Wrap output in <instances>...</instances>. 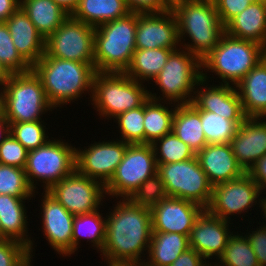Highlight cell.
Wrapping results in <instances>:
<instances>
[{"mask_svg":"<svg viewBox=\"0 0 266 266\" xmlns=\"http://www.w3.org/2000/svg\"><path fill=\"white\" fill-rule=\"evenodd\" d=\"M137 13L106 22L95 28L94 61L96 72L125 73L136 50Z\"/></svg>","mask_w":266,"mask_h":266,"instance_id":"277c9868","label":"cell"},{"mask_svg":"<svg viewBox=\"0 0 266 266\" xmlns=\"http://www.w3.org/2000/svg\"><path fill=\"white\" fill-rule=\"evenodd\" d=\"M261 194L259 186L246 172L237 179L212 186L211 199L205 210L215 217L231 221L230 215L234 218V214L247 213L258 203L260 207Z\"/></svg>","mask_w":266,"mask_h":266,"instance_id":"4fadbf2b","label":"cell"},{"mask_svg":"<svg viewBox=\"0 0 266 266\" xmlns=\"http://www.w3.org/2000/svg\"><path fill=\"white\" fill-rule=\"evenodd\" d=\"M44 194V195H43ZM41 219L42 229L46 240L58 254H72V235L74 215L59 203L47 191L42 193Z\"/></svg>","mask_w":266,"mask_h":266,"instance_id":"ac0fdd59","label":"cell"},{"mask_svg":"<svg viewBox=\"0 0 266 266\" xmlns=\"http://www.w3.org/2000/svg\"><path fill=\"white\" fill-rule=\"evenodd\" d=\"M243 121L228 120L216 113L201 111V125L207 144H230Z\"/></svg>","mask_w":266,"mask_h":266,"instance_id":"e575fe53","label":"cell"},{"mask_svg":"<svg viewBox=\"0 0 266 266\" xmlns=\"http://www.w3.org/2000/svg\"><path fill=\"white\" fill-rule=\"evenodd\" d=\"M20 8L45 39L70 16L52 0H20Z\"/></svg>","mask_w":266,"mask_h":266,"instance_id":"f1b7e54d","label":"cell"},{"mask_svg":"<svg viewBox=\"0 0 266 266\" xmlns=\"http://www.w3.org/2000/svg\"><path fill=\"white\" fill-rule=\"evenodd\" d=\"M83 237H86L87 241L100 251L99 253L102 252L106 238V218L98 210L74 216L72 254L80 248L79 241Z\"/></svg>","mask_w":266,"mask_h":266,"instance_id":"d6a6232c","label":"cell"},{"mask_svg":"<svg viewBox=\"0 0 266 266\" xmlns=\"http://www.w3.org/2000/svg\"><path fill=\"white\" fill-rule=\"evenodd\" d=\"M205 84H208L207 79L202 78L198 82L197 86L200 87L196 88H200V91L196 89L191 102L198 110L213 112L232 121H244L247 118L236 86Z\"/></svg>","mask_w":266,"mask_h":266,"instance_id":"ffe728a7","label":"cell"},{"mask_svg":"<svg viewBox=\"0 0 266 266\" xmlns=\"http://www.w3.org/2000/svg\"><path fill=\"white\" fill-rule=\"evenodd\" d=\"M5 23L18 53L32 67L45 53V38L21 8Z\"/></svg>","mask_w":266,"mask_h":266,"instance_id":"603a6c76","label":"cell"},{"mask_svg":"<svg viewBox=\"0 0 266 266\" xmlns=\"http://www.w3.org/2000/svg\"><path fill=\"white\" fill-rule=\"evenodd\" d=\"M152 146L157 164L183 162L196 157L193 150L173 132L157 139Z\"/></svg>","mask_w":266,"mask_h":266,"instance_id":"d590c367","label":"cell"},{"mask_svg":"<svg viewBox=\"0 0 266 266\" xmlns=\"http://www.w3.org/2000/svg\"><path fill=\"white\" fill-rule=\"evenodd\" d=\"M128 143L122 140L102 141L88 145L84 150L76 149V171L104 186L121 163Z\"/></svg>","mask_w":266,"mask_h":266,"instance_id":"9a60e30c","label":"cell"},{"mask_svg":"<svg viewBox=\"0 0 266 266\" xmlns=\"http://www.w3.org/2000/svg\"><path fill=\"white\" fill-rule=\"evenodd\" d=\"M165 104L167 105L165 106ZM168 104H174L175 106L171 105L169 109L167 107ZM175 110V103H166V101L158 102V100L152 98H148L144 102V144H153L157 139L172 132V121Z\"/></svg>","mask_w":266,"mask_h":266,"instance_id":"4dcf8cb0","label":"cell"},{"mask_svg":"<svg viewBox=\"0 0 266 266\" xmlns=\"http://www.w3.org/2000/svg\"><path fill=\"white\" fill-rule=\"evenodd\" d=\"M196 157L212 186L237 179L246 173L238 164L231 144H207Z\"/></svg>","mask_w":266,"mask_h":266,"instance_id":"7402d4cb","label":"cell"},{"mask_svg":"<svg viewBox=\"0 0 266 266\" xmlns=\"http://www.w3.org/2000/svg\"><path fill=\"white\" fill-rule=\"evenodd\" d=\"M262 119V120H260ZM266 118L247 117L231 140L238 164L245 172L266 155Z\"/></svg>","mask_w":266,"mask_h":266,"instance_id":"44dd1931","label":"cell"},{"mask_svg":"<svg viewBox=\"0 0 266 266\" xmlns=\"http://www.w3.org/2000/svg\"><path fill=\"white\" fill-rule=\"evenodd\" d=\"M107 266H146L145 259L140 261H126V260H104Z\"/></svg>","mask_w":266,"mask_h":266,"instance_id":"816d5d0a","label":"cell"},{"mask_svg":"<svg viewBox=\"0 0 266 266\" xmlns=\"http://www.w3.org/2000/svg\"><path fill=\"white\" fill-rule=\"evenodd\" d=\"M52 109L41 79L33 69L10 74L0 87V114L9 123L39 121L42 114Z\"/></svg>","mask_w":266,"mask_h":266,"instance_id":"5b68a950","label":"cell"},{"mask_svg":"<svg viewBox=\"0 0 266 266\" xmlns=\"http://www.w3.org/2000/svg\"><path fill=\"white\" fill-rule=\"evenodd\" d=\"M246 117L266 118V59L236 85ZM240 90V91H239Z\"/></svg>","mask_w":266,"mask_h":266,"instance_id":"d4e9b609","label":"cell"},{"mask_svg":"<svg viewBox=\"0 0 266 266\" xmlns=\"http://www.w3.org/2000/svg\"><path fill=\"white\" fill-rule=\"evenodd\" d=\"M221 23L225 26L233 17L246 9L253 0H213Z\"/></svg>","mask_w":266,"mask_h":266,"instance_id":"ee69618b","label":"cell"},{"mask_svg":"<svg viewBox=\"0 0 266 266\" xmlns=\"http://www.w3.org/2000/svg\"><path fill=\"white\" fill-rule=\"evenodd\" d=\"M204 210L194 202L167 197L150 210L152 232H174L189 237L197 218Z\"/></svg>","mask_w":266,"mask_h":266,"instance_id":"e0dca14e","label":"cell"},{"mask_svg":"<svg viewBox=\"0 0 266 266\" xmlns=\"http://www.w3.org/2000/svg\"><path fill=\"white\" fill-rule=\"evenodd\" d=\"M20 8V0H0V22H5Z\"/></svg>","mask_w":266,"mask_h":266,"instance_id":"681fc988","label":"cell"},{"mask_svg":"<svg viewBox=\"0 0 266 266\" xmlns=\"http://www.w3.org/2000/svg\"><path fill=\"white\" fill-rule=\"evenodd\" d=\"M220 260V261H219ZM218 261V263H217ZM259 266L257 256L250 246V242L238 231L229 238L222 255L213 266ZM221 263V264H220Z\"/></svg>","mask_w":266,"mask_h":266,"instance_id":"836d02e7","label":"cell"},{"mask_svg":"<svg viewBox=\"0 0 266 266\" xmlns=\"http://www.w3.org/2000/svg\"><path fill=\"white\" fill-rule=\"evenodd\" d=\"M95 27L69 16L57 30L45 39L47 57L95 63Z\"/></svg>","mask_w":266,"mask_h":266,"instance_id":"7c38bea8","label":"cell"},{"mask_svg":"<svg viewBox=\"0 0 266 266\" xmlns=\"http://www.w3.org/2000/svg\"><path fill=\"white\" fill-rule=\"evenodd\" d=\"M225 33L237 39L266 44V4L252 2L225 25Z\"/></svg>","mask_w":266,"mask_h":266,"instance_id":"484cf974","label":"cell"},{"mask_svg":"<svg viewBox=\"0 0 266 266\" xmlns=\"http://www.w3.org/2000/svg\"><path fill=\"white\" fill-rule=\"evenodd\" d=\"M158 166L152 144H129L121 163L105 185V192L121 198H130L139 186L157 173Z\"/></svg>","mask_w":266,"mask_h":266,"instance_id":"30bf717a","label":"cell"},{"mask_svg":"<svg viewBox=\"0 0 266 266\" xmlns=\"http://www.w3.org/2000/svg\"><path fill=\"white\" fill-rule=\"evenodd\" d=\"M263 223L264 225L259 226L255 231L244 234L257 256L259 266H266V224Z\"/></svg>","mask_w":266,"mask_h":266,"instance_id":"bcb514c9","label":"cell"},{"mask_svg":"<svg viewBox=\"0 0 266 266\" xmlns=\"http://www.w3.org/2000/svg\"><path fill=\"white\" fill-rule=\"evenodd\" d=\"M10 134V123L0 114V144Z\"/></svg>","mask_w":266,"mask_h":266,"instance_id":"f5cc1de1","label":"cell"},{"mask_svg":"<svg viewBox=\"0 0 266 266\" xmlns=\"http://www.w3.org/2000/svg\"><path fill=\"white\" fill-rule=\"evenodd\" d=\"M114 206L106 216V238L100 256L105 260H143L152 235L150 209L139 207L129 198L120 199Z\"/></svg>","mask_w":266,"mask_h":266,"instance_id":"6da1fadb","label":"cell"},{"mask_svg":"<svg viewBox=\"0 0 266 266\" xmlns=\"http://www.w3.org/2000/svg\"><path fill=\"white\" fill-rule=\"evenodd\" d=\"M32 69L41 79L46 98L54 109L69 102L71 104V101H76L84 91L90 92L92 98L93 79L97 73L95 63L43 55Z\"/></svg>","mask_w":266,"mask_h":266,"instance_id":"7a4b0ae2","label":"cell"},{"mask_svg":"<svg viewBox=\"0 0 266 266\" xmlns=\"http://www.w3.org/2000/svg\"><path fill=\"white\" fill-rule=\"evenodd\" d=\"M201 70V60L197 56L181 47L173 50L160 73L152 80L155 86H159L162 97L150 91L149 98L177 105L191 103L195 87L202 79Z\"/></svg>","mask_w":266,"mask_h":266,"instance_id":"ba28073f","label":"cell"},{"mask_svg":"<svg viewBox=\"0 0 266 266\" xmlns=\"http://www.w3.org/2000/svg\"><path fill=\"white\" fill-rule=\"evenodd\" d=\"M120 128L122 141L128 144H144V103L114 118Z\"/></svg>","mask_w":266,"mask_h":266,"instance_id":"74e56055","label":"cell"},{"mask_svg":"<svg viewBox=\"0 0 266 266\" xmlns=\"http://www.w3.org/2000/svg\"><path fill=\"white\" fill-rule=\"evenodd\" d=\"M264 58L266 59V44L264 46Z\"/></svg>","mask_w":266,"mask_h":266,"instance_id":"680465c9","label":"cell"},{"mask_svg":"<svg viewBox=\"0 0 266 266\" xmlns=\"http://www.w3.org/2000/svg\"><path fill=\"white\" fill-rule=\"evenodd\" d=\"M260 207H262V211H263V216H264V218H266V197H264L263 196V198L260 200ZM265 221H266V219H265Z\"/></svg>","mask_w":266,"mask_h":266,"instance_id":"11a10c76","label":"cell"},{"mask_svg":"<svg viewBox=\"0 0 266 266\" xmlns=\"http://www.w3.org/2000/svg\"><path fill=\"white\" fill-rule=\"evenodd\" d=\"M173 49H136L125 73L132 79L144 83L153 80L162 70Z\"/></svg>","mask_w":266,"mask_h":266,"instance_id":"1f68e13d","label":"cell"},{"mask_svg":"<svg viewBox=\"0 0 266 266\" xmlns=\"http://www.w3.org/2000/svg\"><path fill=\"white\" fill-rule=\"evenodd\" d=\"M10 73L0 63V86L2 87L4 82L9 78Z\"/></svg>","mask_w":266,"mask_h":266,"instance_id":"db71d44e","label":"cell"},{"mask_svg":"<svg viewBox=\"0 0 266 266\" xmlns=\"http://www.w3.org/2000/svg\"><path fill=\"white\" fill-rule=\"evenodd\" d=\"M149 91L143 83L130 78L126 73L97 72L90 100L100 117L111 120L141 106L149 98Z\"/></svg>","mask_w":266,"mask_h":266,"instance_id":"52a82bcc","label":"cell"},{"mask_svg":"<svg viewBox=\"0 0 266 266\" xmlns=\"http://www.w3.org/2000/svg\"><path fill=\"white\" fill-rule=\"evenodd\" d=\"M171 10L177 20L180 46L203 60L225 33L214 1L184 0L175 3ZM186 35L191 39L190 44L183 42Z\"/></svg>","mask_w":266,"mask_h":266,"instance_id":"3957f363","label":"cell"},{"mask_svg":"<svg viewBox=\"0 0 266 266\" xmlns=\"http://www.w3.org/2000/svg\"><path fill=\"white\" fill-rule=\"evenodd\" d=\"M253 2H260L266 4V0H253Z\"/></svg>","mask_w":266,"mask_h":266,"instance_id":"6f0895ef","label":"cell"},{"mask_svg":"<svg viewBox=\"0 0 266 266\" xmlns=\"http://www.w3.org/2000/svg\"><path fill=\"white\" fill-rule=\"evenodd\" d=\"M44 121L10 123L11 135L28 151L43 146L49 139Z\"/></svg>","mask_w":266,"mask_h":266,"instance_id":"f35d334b","label":"cell"},{"mask_svg":"<svg viewBox=\"0 0 266 266\" xmlns=\"http://www.w3.org/2000/svg\"><path fill=\"white\" fill-rule=\"evenodd\" d=\"M171 6H173L175 3L184 1V0H166Z\"/></svg>","mask_w":266,"mask_h":266,"instance_id":"9f6ffc18","label":"cell"},{"mask_svg":"<svg viewBox=\"0 0 266 266\" xmlns=\"http://www.w3.org/2000/svg\"><path fill=\"white\" fill-rule=\"evenodd\" d=\"M172 132L187 144L195 154L207 145L201 125V111L192 103L176 105Z\"/></svg>","mask_w":266,"mask_h":266,"instance_id":"4316f807","label":"cell"},{"mask_svg":"<svg viewBox=\"0 0 266 266\" xmlns=\"http://www.w3.org/2000/svg\"><path fill=\"white\" fill-rule=\"evenodd\" d=\"M167 197L163 180L156 173L152 177L147 178L129 199L139 207L151 210Z\"/></svg>","mask_w":266,"mask_h":266,"instance_id":"60d3db41","label":"cell"},{"mask_svg":"<svg viewBox=\"0 0 266 266\" xmlns=\"http://www.w3.org/2000/svg\"><path fill=\"white\" fill-rule=\"evenodd\" d=\"M29 185L25 169L0 164V194L14 197H35Z\"/></svg>","mask_w":266,"mask_h":266,"instance_id":"8d00e7d4","label":"cell"},{"mask_svg":"<svg viewBox=\"0 0 266 266\" xmlns=\"http://www.w3.org/2000/svg\"><path fill=\"white\" fill-rule=\"evenodd\" d=\"M0 63L10 73H25L32 67L21 57L5 22H0Z\"/></svg>","mask_w":266,"mask_h":266,"instance_id":"ab89813d","label":"cell"},{"mask_svg":"<svg viewBox=\"0 0 266 266\" xmlns=\"http://www.w3.org/2000/svg\"><path fill=\"white\" fill-rule=\"evenodd\" d=\"M170 266H212L193 248H188Z\"/></svg>","mask_w":266,"mask_h":266,"instance_id":"7dc6e473","label":"cell"},{"mask_svg":"<svg viewBox=\"0 0 266 266\" xmlns=\"http://www.w3.org/2000/svg\"><path fill=\"white\" fill-rule=\"evenodd\" d=\"M189 247L187 235L152 232L146 266H170Z\"/></svg>","mask_w":266,"mask_h":266,"instance_id":"83f0119b","label":"cell"},{"mask_svg":"<svg viewBox=\"0 0 266 266\" xmlns=\"http://www.w3.org/2000/svg\"><path fill=\"white\" fill-rule=\"evenodd\" d=\"M47 192L74 216L99 210V205H102L101 202L106 197L103 184L76 170L53 185Z\"/></svg>","mask_w":266,"mask_h":266,"instance_id":"5bb4252c","label":"cell"},{"mask_svg":"<svg viewBox=\"0 0 266 266\" xmlns=\"http://www.w3.org/2000/svg\"><path fill=\"white\" fill-rule=\"evenodd\" d=\"M179 42L178 24L171 9L161 13H137L136 49L176 50L181 45Z\"/></svg>","mask_w":266,"mask_h":266,"instance_id":"2e32d148","label":"cell"},{"mask_svg":"<svg viewBox=\"0 0 266 266\" xmlns=\"http://www.w3.org/2000/svg\"><path fill=\"white\" fill-rule=\"evenodd\" d=\"M130 12L138 14L161 13L171 9L166 0H125Z\"/></svg>","mask_w":266,"mask_h":266,"instance_id":"f6af8a7d","label":"cell"},{"mask_svg":"<svg viewBox=\"0 0 266 266\" xmlns=\"http://www.w3.org/2000/svg\"><path fill=\"white\" fill-rule=\"evenodd\" d=\"M247 173L263 192L266 189V155L256 161Z\"/></svg>","mask_w":266,"mask_h":266,"instance_id":"c3c4849f","label":"cell"},{"mask_svg":"<svg viewBox=\"0 0 266 266\" xmlns=\"http://www.w3.org/2000/svg\"><path fill=\"white\" fill-rule=\"evenodd\" d=\"M168 197L181 198L206 208L211 199L212 185L197 157L183 162L157 164Z\"/></svg>","mask_w":266,"mask_h":266,"instance_id":"8fae6325","label":"cell"},{"mask_svg":"<svg viewBox=\"0 0 266 266\" xmlns=\"http://www.w3.org/2000/svg\"><path fill=\"white\" fill-rule=\"evenodd\" d=\"M28 247L12 239H0V266H29Z\"/></svg>","mask_w":266,"mask_h":266,"instance_id":"b9f144b4","label":"cell"},{"mask_svg":"<svg viewBox=\"0 0 266 266\" xmlns=\"http://www.w3.org/2000/svg\"><path fill=\"white\" fill-rule=\"evenodd\" d=\"M59 7H61L65 12H67L70 16L77 9L80 0H52Z\"/></svg>","mask_w":266,"mask_h":266,"instance_id":"f907efd6","label":"cell"},{"mask_svg":"<svg viewBox=\"0 0 266 266\" xmlns=\"http://www.w3.org/2000/svg\"><path fill=\"white\" fill-rule=\"evenodd\" d=\"M263 58L264 46L224 33L214 49L201 60L202 78L208 80L207 72H213L222 80L219 83L236 86Z\"/></svg>","mask_w":266,"mask_h":266,"instance_id":"8992f818","label":"cell"},{"mask_svg":"<svg viewBox=\"0 0 266 266\" xmlns=\"http://www.w3.org/2000/svg\"><path fill=\"white\" fill-rule=\"evenodd\" d=\"M76 148L60 139L48 140L43 146L28 151L25 173L29 185L43 181L44 192L76 170ZM38 179V180H37ZM35 180V181H34ZM35 183V184H34Z\"/></svg>","mask_w":266,"mask_h":266,"instance_id":"9c48e42d","label":"cell"},{"mask_svg":"<svg viewBox=\"0 0 266 266\" xmlns=\"http://www.w3.org/2000/svg\"><path fill=\"white\" fill-rule=\"evenodd\" d=\"M130 13L125 0H80L73 18L97 27Z\"/></svg>","mask_w":266,"mask_h":266,"instance_id":"f546056e","label":"cell"},{"mask_svg":"<svg viewBox=\"0 0 266 266\" xmlns=\"http://www.w3.org/2000/svg\"><path fill=\"white\" fill-rule=\"evenodd\" d=\"M228 223L232 224L204 210L190 231L189 247L195 249L206 261L213 257L218 259L233 234L228 229Z\"/></svg>","mask_w":266,"mask_h":266,"instance_id":"d6986e66","label":"cell"},{"mask_svg":"<svg viewBox=\"0 0 266 266\" xmlns=\"http://www.w3.org/2000/svg\"><path fill=\"white\" fill-rule=\"evenodd\" d=\"M28 150L11 133L0 144V164L25 169Z\"/></svg>","mask_w":266,"mask_h":266,"instance_id":"7bdbcfd3","label":"cell"},{"mask_svg":"<svg viewBox=\"0 0 266 266\" xmlns=\"http://www.w3.org/2000/svg\"><path fill=\"white\" fill-rule=\"evenodd\" d=\"M28 199L31 200V197L0 194V239H12L24 244L32 259L34 243L27 235L28 219L24 203Z\"/></svg>","mask_w":266,"mask_h":266,"instance_id":"cb8c5ba5","label":"cell"}]
</instances>
